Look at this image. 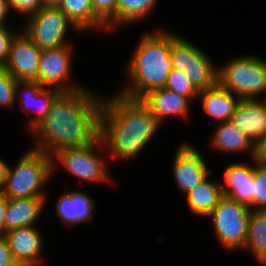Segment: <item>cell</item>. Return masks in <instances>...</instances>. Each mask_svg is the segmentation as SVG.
Masks as SVG:
<instances>
[{"instance_id": "obj_1", "label": "cell", "mask_w": 266, "mask_h": 266, "mask_svg": "<svg viewBox=\"0 0 266 266\" xmlns=\"http://www.w3.org/2000/svg\"><path fill=\"white\" fill-rule=\"evenodd\" d=\"M104 97L87 88L61 92L50 111L30 131L32 148L52 156L64 148L90 145L99 137V118Z\"/></svg>"}, {"instance_id": "obj_2", "label": "cell", "mask_w": 266, "mask_h": 266, "mask_svg": "<svg viewBox=\"0 0 266 266\" xmlns=\"http://www.w3.org/2000/svg\"><path fill=\"white\" fill-rule=\"evenodd\" d=\"M161 124L142 99L119 93L104 97L99 118V137L111 158L131 160L157 134Z\"/></svg>"}, {"instance_id": "obj_3", "label": "cell", "mask_w": 266, "mask_h": 266, "mask_svg": "<svg viewBox=\"0 0 266 266\" xmlns=\"http://www.w3.org/2000/svg\"><path fill=\"white\" fill-rule=\"evenodd\" d=\"M139 38L125 70L131 82L117 91L136 99L153 89L163 88L172 69L170 30L146 31Z\"/></svg>"}, {"instance_id": "obj_4", "label": "cell", "mask_w": 266, "mask_h": 266, "mask_svg": "<svg viewBox=\"0 0 266 266\" xmlns=\"http://www.w3.org/2000/svg\"><path fill=\"white\" fill-rule=\"evenodd\" d=\"M52 177V157L31 147L14 167L9 165L0 193L8 199L47 197L44 187Z\"/></svg>"}, {"instance_id": "obj_5", "label": "cell", "mask_w": 266, "mask_h": 266, "mask_svg": "<svg viewBox=\"0 0 266 266\" xmlns=\"http://www.w3.org/2000/svg\"><path fill=\"white\" fill-rule=\"evenodd\" d=\"M217 83L241 100L266 96V60L257 55L236 56L218 65Z\"/></svg>"}, {"instance_id": "obj_6", "label": "cell", "mask_w": 266, "mask_h": 266, "mask_svg": "<svg viewBox=\"0 0 266 266\" xmlns=\"http://www.w3.org/2000/svg\"><path fill=\"white\" fill-rule=\"evenodd\" d=\"M102 149H105L101 138L98 137L90 145L83 147L64 148L53 154L52 173H56V166L61 165L70 174L84 182H110L105 161L102 159ZM100 150V151H99Z\"/></svg>"}, {"instance_id": "obj_7", "label": "cell", "mask_w": 266, "mask_h": 266, "mask_svg": "<svg viewBox=\"0 0 266 266\" xmlns=\"http://www.w3.org/2000/svg\"><path fill=\"white\" fill-rule=\"evenodd\" d=\"M251 209L236 200L222 196L207 216L212 219L214 232L224 250H242L247 238Z\"/></svg>"}, {"instance_id": "obj_8", "label": "cell", "mask_w": 266, "mask_h": 266, "mask_svg": "<svg viewBox=\"0 0 266 266\" xmlns=\"http://www.w3.org/2000/svg\"><path fill=\"white\" fill-rule=\"evenodd\" d=\"M25 20L24 33L41 50L73 45L66 41L69 26L72 30L80 32L58 7L44 6Z\"/></svg>"}, {"instance_id": "obj_9", "label": "cell", "mask_w": 266, "mask_h": 266, "mask_svg": "<svg viewBox=\"0 0 266 266\" xmlns=\"http://www.w3.org/2000/svg\"><path fill=\"white\" fill-rule=\"evenodd\" d=\"M72 47L68 45L42 50L36 82L43 87L55 88L61 92H73L84 88L70 79L74 56Z\"/></svg>"}, {"instance_id": "obj_10", "label": "cell", "mask_w": 266, "mask_h": 266, "mask_svg": "<svg viewBox=\"0 0 266 266\" xmlns=\"http://www.w3.org/2000/svg\"><path fill=\"white\" fill-rule=\"evenodd\" d=\"M200 152L195 145L186 142H181L175 150L172 162L173 179L180 193L184 195L212 173Z\"/></svg>"}, {"instance_id": "obj_11", "label": "cell", "mask_w": 266, "mask_h": 266, "mask_svg": "<svg viewBox=\"0 0 266 266\" xmlns=\"http://www.w3.org/2000/svg\"><path fill=\"white\" fill-rule=\"evenodd\" d=\"M42 50L21 30L13 39L5 69L17 81H36Z\"/></svg>"}, {"instance_id": "obj_12", "label": "cell", "mask_w": 266, "mask_h": 266, "mask_svg": "<svg viewBox=\"0 0 266 266\" xmlns=\"http://www.w3.org/2000/svg\"><path fill=\"white\" fill-rule=\"evenodd\" d=\"M9 249L19 266H41L44 238L36 226L18 228L5 233Z\"/></svg>"}, {"instance_id": "obj_13", "label": "cell", "mask_w": 266, "mask_h": 266, "mask_svg": "<svg viewBox=\"0 0 266 266\" xmlns=\"http://www.w3.org/2000/svg\"><path fill=\"white\" fill-rule=\"evenodd\" d=\"M61 93L55 88L43 87L36 81H18L16 100H20V107L27 115L34 112L29 120L28 130L37 125L50 111L55 98Z\"/></svg>"}, {"instance_id": "obj_14", "label": "cell", "mask_w": 266, "mask_h": 266, "mask_svg": "<svg viewBox=\"0 0 266 266\" xmlns=\"http://www.w3.org/2000/svg\"><path fill=\"white\" fill-rule=\"evenodd\" d=\"M251 161L254 167L244 162H233L226 166L221 191L223 196L234 199L253 210L255 161L253 158Z\"/></svg>"}, {"instance_id": "obj_15", "label": "cell", "mask_w": 266, "mask_h": 266, "mask_svg": "<svg viewBox=\"0 0 266 266\" xmlns=\"http://www.w3.org/2000/svg\"><path fill=\"white\" fill-rule=\"evenodd\" d=\"M95 201L80 190L65 192L56 201L57 215L64 226L88 223L93 219Z\"/></svg>"}, {"instance_id": "obj_16", "label": "cell", "mask_w": 266, "mask_h": 266, "mask_svg": "<svg viewBox=\"0 0 266 266\" xmlns=\"http://www.w3.org/2000/svg\"><path fill=\"white\" fill-rule=\"evenodd\" d=\"M231 122L254 145L266 133V99L241 100Z\"/></svg>"}, {"instance_id": "obj_17", "label": "cell", "mask_w": 266, "mask_h": 266, "mask_svg": "<svg viewBox=\"0 0 266 266\" xmlns=\"http://www.w3.org/2000/svg\"><path fill=\"white\" fill-rule=\"evenodd\" d=\"M141 99L161 125L166 118L171 116L185 119L189 116L190 100L164 87L149 91Z\"/></svg>"}, {"instance_id": "obj_18", "label": "cell", "mask_w": 266, "mask_h": 266, "mask_svg": "<svg viewBox=\"0 0 266 266\" xmlns=\"http://www.w3.org/2000/svg\"><path fill=\"white\" fill-rule=\"evenodd\" d=\"M201 101L203 111L216 123L231 121L241 99L222 88L218 83L212 88L199 91L197 99Z\"/></svg>"}, {"instance_id": "obj_19", "label": "cell", "mask_w": 266, "mask_h": 266, "mask_svg": "<svg viewBox=\"0 0 266 266\" xmlns=\"http://www.w3.org/2000/svg\"><path fill=\"white\" fill-rule=\"evenodd\" d=\"M48 197L8 199L5 233L14 229L35 226Z\"/></svg>"}, {"instance_id": "obj_20", "label": "cell", "mask_w": 266, "mask_h": 266, "mask_svg": "<svg viewBox=\"0 0 266 266\" xmlns=\"http://www.w3.org/2000/svg\"><path fill=\"white\" fill-rule=\"evenodd\" d=\"M212 135L209 140L211 146H213L215 150L228 154L247 152L251 155L249 156L250 159L253 158L254 145L248 139L246 134L236 127L231 121L216 124Z\"/></svg>"}, {"instance_id": "obj_21", "label": "cell", "mask_w": 266, "mask_h": 266, "mask_svg": "<svg viewBox=\"0 0 266 266\" xmlns=\"http://www.w3.org/2000/svg\"><path fill=\"white\" fill-rule=\"evenodd\" d=\"M222 196L221 181H212L208 177L185 194L192 214L204 218L213 211Z\"/></svg>"}, {"instance_id": "obj_22", "label": "cell", "mask_w": 266, "mask_h": 266, "mask_svg": "<svg viewBox=\"0 0 266 266\" xmlns=\"http://www.w3.org/2000/svg\"><path fill=\"white\" fill-rule=\"evenodd\" d=\"M58 8L81 33L91 30L106 32V25L94 13L91 0H62Z\"/></svg>"}, {"instance_id": "obj_23", "label": "cell", "mask_w": 266, "mask_h": 266, "mask_svg": "<svg viewBox=\"0 0 266 266\" xmlns=\"http://www.w3.org/2000/svg\"><path fill=\"white\" fill-rule=\"evenodd\" d=\"M187 78L198 91L212 88L217 84L218 65L197 45H194V58L185 68Z\"/></svg>"}, {"instance_id": "obj_24", "label": "cell", "mask_w": 266, "mask_h": 266, "mask_svg": "<svg viewBox=\"0 0 266 266\" xmlns=\"http://www.w3.org/2000/svg\"><path fill=\"white\" fill-rule=\"evenodd\" d=\"M243 250H249L260 265L266 266V210H251Z\"/></svg>"}, {"instance_id": "obj_25", "label": "cell", "mask_w": 266, "mask_h": 266, "mask_svg": "<svg viewBox=\"0 0 266 266\" xmlns=\"http://www.w3.org/2000/svg\"><path fill=\"white\" fill-rule=\"evenodd\" d=\"M158 0H118L115 12V29L122 24L130 25L144 21L155 10Z\"/></svg>"}, {"instance_id": "obj_26", "label": "cell", "mask_w": 266, "mask_h": 266, "mask_svg": "<svg viewBox=\"0 0 266 266\" xmlns=\"http://www.w3.org/2000/svg\"><path fill=\"white\" fill-rule=\"evenodd\" d=\"M191 58H194V44L171 31L172 68L184 71L191 63Z\"/></svg>"}, {"instance_id": "obj_27", "label": "cell", "mask_w": 266, "mask_h": 266, "mask_svg": "<svg viewBox=\"0 0 266 266\" xmlns=\"http://www.w3.org/2000/svg\"><path fill=\"white\" fill-rule=\"evenodd\" d=\"M164 88L187 97L191 102L199 95V91L187 78L185 71L175 68L171 69Z\"/></svg>"}, {"instance_id": "obj_28", "label": "cell", "mask_w": 266, "mask_h": 266, "mask_svg": "<svg viewBox=\"0 0 266 266\" xmlns=\"http://www.w3.org/2000/svg\"><path fill=\"white\" fill-rule=\"evenodd\" d=\"M18 81L4 68L0 67V107L6 110L15 108Z\"/></svg>"}, {"instance_id": "obj_29", "label": "cell", "mask_w": 266, "mask_h": 266, "mask_svg": "<svg viewBox=\"0 0 266 266\" xmlns=\"http://www.w3.org/2000/svg\"><path fill=\"white\" fill-rule=\"evenodd\" d=\"M253 210H266V165L255 162Z\"/></svg>"}, {"instance_id": "obj_30", "label": "cell", "mask_w": 266, "mask_h": 266, "mask_svg": "<svg viewBox=\"0 0 266 266\" xmlns=\"http://www.w3.org/2000/svg\"><path fill=\"white\" fill-rule=\"evenodd\" d=\"M94 13L105 23L106 31L115 30V12L118 0H91Z\"/></svg>"}, {"instance_id": "obj_31", "label": "cell", "mask_w": 266, "mask_h": 266, "mask_svg": "<svg viewBox=\"0 0 266 266\" xmlns=\"http://www.w3.org/2000/svg\"><path fill=\"white\" fill-rule=\"evenodd\" d=\"M7 2L11 12L26 18L44 7L42 0H7Z\"/></svg>"}, {"instance_id": "obj_32", "label": "cell", "mask_w": 266, "mask_h": 266, "mask_svg": "<svg viewBox=\"0 0 266 266\" xmlns=\"http://www.w3.org/2000/svg\"><path fill=\"white\" fill-rule=\"evenodd\" d=\"M7 25L0 26V67H5L13 39L19 32H14Z\"/></svg>"}, {"instance_id": "obj_33", "label": "cell", "mask_w": 266, "mask_h": 266, "mask_svg": "<svg viewBox=\"0 0 266 266\" xmlns=\"http://www.w3.org/2000/svg\"><path fill=\"white\" fill-rule=\"evenodd\" d=\"M0 266H19L12 256L5 235H0Z\"/></svg>"}, {"instance_id": "obj_34", "label": "cell", "mask_w": 266, "mask_h": 266, "mask_svg": "<svg viewBox=\"0 0 266 266\" xmlns=\"http://www.w3.org/2000/svg\"><path fill=\"white\" fill-rule=\"evenodd\" d=\"M253 160L266 165V133L254 144Z\"/></svg>"}, {"instance_id": "obj_35", "label": "cell", "mask_w": 266, "mask_h": 266, "mask_svg": "<svg viewBox=\"0 0 266 266\" xmlns=\"http://www.w3.org/2000/svg\"><path fill=\"white\" fill-rule=\"evenodd\" d=\"M6 210H7V198L0 193V235H5Z\"/></svg>"}, {"instance_id": "obj_36", "label": "cell", "mask_w": 266, "mask_h": 266, "mask_svg": "<svg viewBox=\"0 0 266 266\" xmlns=\"http://www.w3.org/2000/svg\"><path fill=\"white\" fill-rule=\"evenodd\" d=\"M11 10L8 6L7 0H0V26H5L8 24L6 23V19L8 18V15L10 14Z\"/></svg>"}, {"instance_id": "obj_37", "label": "cell", "mask_w": 266, "mask_h": 266, "mask_svg": "<svg viewBox=\"0 0 266 266\" xmlns=\"http://www.w3.org/2000/svg\"><path fill=\"white\" fill-rule=\"evenodd\" d=\"M8 167H9V163L4 161V159L0 158V190L3 188L5 184Z\"/></svg>"}, {"instance_id": "obj_38", "label": "cell", "mask_w": 266, "mask_h": 266, "mask_svg": "<svg viewBox=\"0 0 266 266\" xmlns=\"http://www.w3.org/2000/svg\"><path fill=\"white\" fill-rule=\"evenodd\" d=\"M62 0H42L45 7H58Z\"/></svg>"}]
</instances>
